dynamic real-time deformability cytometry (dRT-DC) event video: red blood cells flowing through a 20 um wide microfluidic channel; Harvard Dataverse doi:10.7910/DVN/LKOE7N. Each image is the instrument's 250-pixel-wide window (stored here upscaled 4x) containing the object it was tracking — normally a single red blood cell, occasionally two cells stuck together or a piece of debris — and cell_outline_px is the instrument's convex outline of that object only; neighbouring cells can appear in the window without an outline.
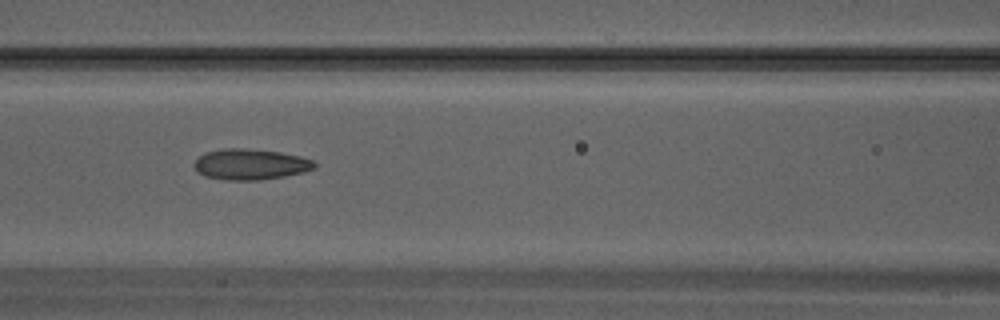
{"species": "Egyptian fruit bat (a non-hibernating species)", "species_latin": "Rousettus aegyptiacus", "temperature_condition": "warm", "stored_images_in_passage": 32, "camera_frame_rate_fps": 3000, "um_per_image_px": 0.085, "animal": {"sex": "male"}, "frame": {"image": 1, "passage_image": 14, "time_ms": 4.333, "image_size_px": [1000, 320], "cell_outline_px": [[316, 168], [304, 172], [284, 176], [260, 180], [224, 180], [204, 176], [196, 172], [192, 164], [204, 152], [224, 148], [244, 148], [280, 152], [300, 156], [312, 160], [316, 164]], "centroid_in_image_um": [21.25, 13.97], "position_along_channel_um": 145.3, "area_um2": 21.79}}
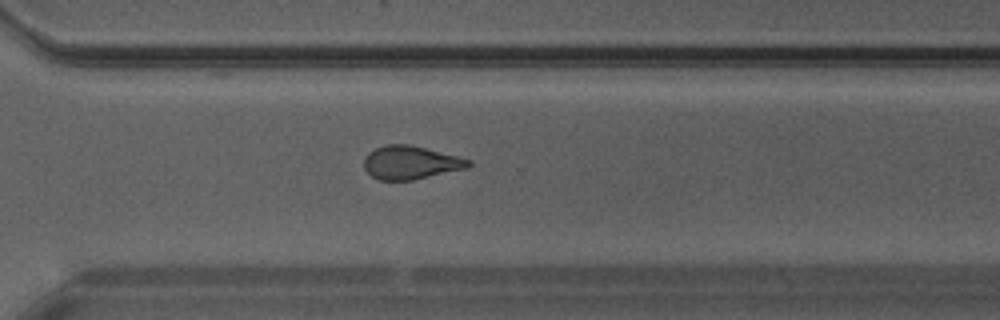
{"frame": {"image": 2, "passage_image": 23, "time_ms": 7.333, "image_size_px": [1000, 320], "cell_outline_px": [[472, 164], [468, 168], [412, 180], [380, 180], [372, 176], [364, 168], [364, 160], [368, 152], [384, 144], [408, 144], [472, 160]], "centroid_in_image_um": [34.89, 13.82], "position_along_channel_um": 335.7, "area_um2": 20.17}}